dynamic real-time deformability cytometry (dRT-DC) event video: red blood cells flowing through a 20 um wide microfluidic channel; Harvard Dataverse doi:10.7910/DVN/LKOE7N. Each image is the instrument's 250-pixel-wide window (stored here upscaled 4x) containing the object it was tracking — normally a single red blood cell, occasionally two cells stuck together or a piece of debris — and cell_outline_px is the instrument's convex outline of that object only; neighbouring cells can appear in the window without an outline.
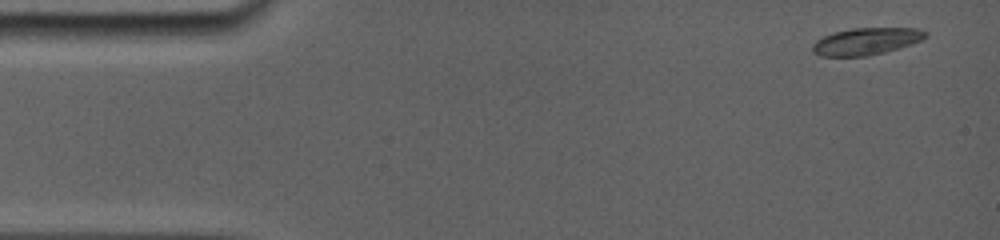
{"species": "common noctule bat (a hibernating species)", "species_latin": "Nyctalus noctula", "temperature_condition": "room temperature", "stored_images_in_passage": 33, "camera_frame_rate_fps": 5000, "um_per_image_px": 0.085, "animal": {"sex": "female", "body_mass_g": 19.0, "forearm_length_mm": 56.7}, "frame": {"image": 1, "passage_image": 1, "time_ms": 0.0, "image_size_px": [1000, 240], "cell_outline_px": [[928, 36], [912, 44], [884, 52], [868, 56], [820, 56], [812, 52], [812, 44], [816, 40], [832, 32], [852, 28], [916, 28], [928, 32]], "centroid_in_image_um": [73.61, 3.51], "position_along_channel_um": 11.4, "area_um2": 17.86}}
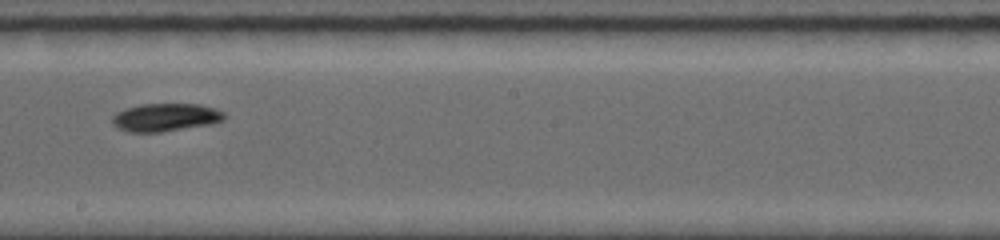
{"frame": {"image": 2, "passage_image": 19, "time_ms": 8.6, "image_size_px": [1000, 240], "cell_outline_px": [[228, 116], [224, 120], [212, 124], [160, 132], [128, 132], [116, 128], [112, 124], [112, 116], [116, 112], [124, 108], [140, 104], [200, 104], [216, 108], [224, 112]], "centroid_in_image_um": [14.07, 9.97], "position_along_channel_um": 234.1, "area_um2": 18.61}}
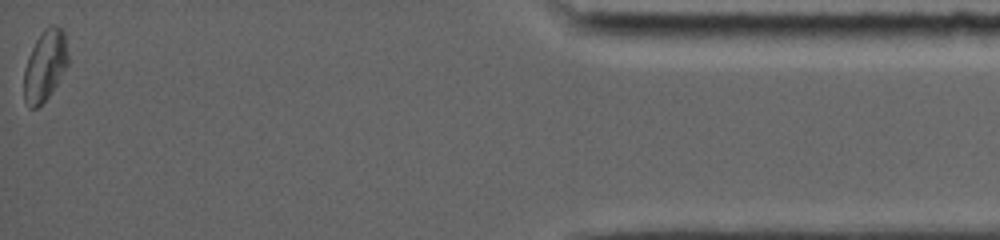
{"frame": {"image": 3, "passage_image": 33, "time_ms": 15.6, "image_size_px": [1000, 240], "cell_outline_px": [[68, 64], [56, 84], [48, 96], [36, 108], [28, 108], [24, 100], [24, 68], [28, 56], [36, 40], [44, 28], [52, 24], [56, 24], [64, 32], [68, 56]], "centroid_in_image_um": [3.81, 5.55], "position_along_channel_um": 431.4, "area_um2": 18.09}, "authors_computed_cell_mechanics": {"area_um2": 18.0914, "velocity_mm_per_s": 3.8291, "shape_relaxation_time_tau1_ms": 1.4953, "shape_relaxation_time_tau2_ms": null, "deformation_change_tau1": 0.0805, "deformation_change_tau2": null}}